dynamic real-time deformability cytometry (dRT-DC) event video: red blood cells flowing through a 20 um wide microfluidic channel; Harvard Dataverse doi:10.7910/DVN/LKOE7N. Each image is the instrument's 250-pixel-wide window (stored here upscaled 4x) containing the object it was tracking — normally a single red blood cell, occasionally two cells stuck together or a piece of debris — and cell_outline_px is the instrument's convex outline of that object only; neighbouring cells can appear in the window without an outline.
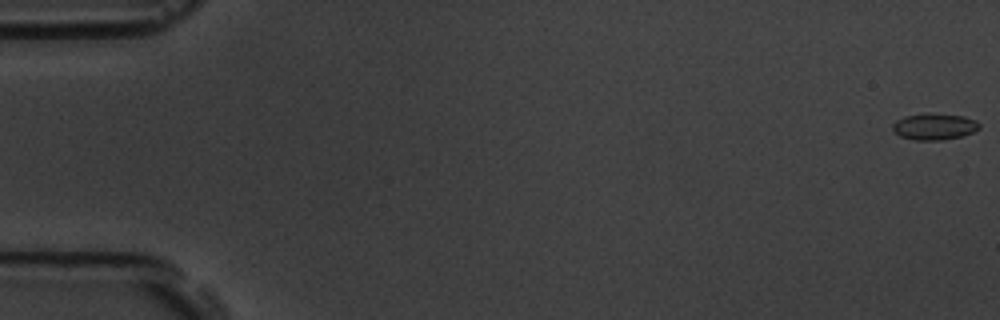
{"species": "common noctule bat (a hibernating species)", "species_latin": "Nyctalus noctula", "temperature_condition": "room temperature", "stored_images_in_passage": 5, "camera_frame_rate_fps": 3000, "um_per_image_px": 0.085, "animal": {"sex": "male", "body_mass_g": 19.5, "forearm_length_mm": 54.6}, "frame": {"image": 1, "passage_image": 1, "time_ms": 0.0, "image_size_px": [1000, 320], "cell_outline_px": [[980, 128], [972, 132], [960, 136], [940, 140], [916, 140], [900, 136], [892, 132], [892, 124], [896, 120], [904, 116], [928, 112], [964, 116], [976, 120], [980, 124]], "centroid_in_image_um": [79.38, 10.74], "position_along_channel_um": 5.6, "area_um2": 13.53}}
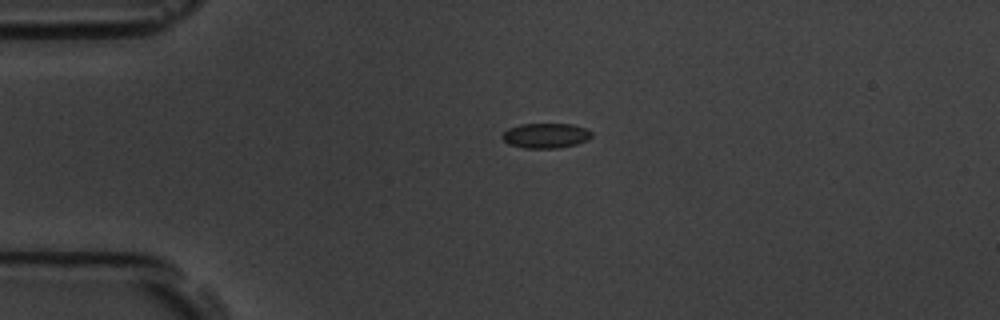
{"frame": {"image": 2, "passage_image": 4, "time_ms": 4.333, "image_size_px": [1000, 320], "cell_outline_px": [[592, 136], [588, 140], [576, 144], [560, 148], [524, 148], [508, 144], [500, 136], [508, 128], [520, 124], [572, 124], [584, 128], [592, 132]], "centroid_in_image_um": [46.38, 11.53], "position_along_channel_um": 38.6, "area_um2": 13.06}}